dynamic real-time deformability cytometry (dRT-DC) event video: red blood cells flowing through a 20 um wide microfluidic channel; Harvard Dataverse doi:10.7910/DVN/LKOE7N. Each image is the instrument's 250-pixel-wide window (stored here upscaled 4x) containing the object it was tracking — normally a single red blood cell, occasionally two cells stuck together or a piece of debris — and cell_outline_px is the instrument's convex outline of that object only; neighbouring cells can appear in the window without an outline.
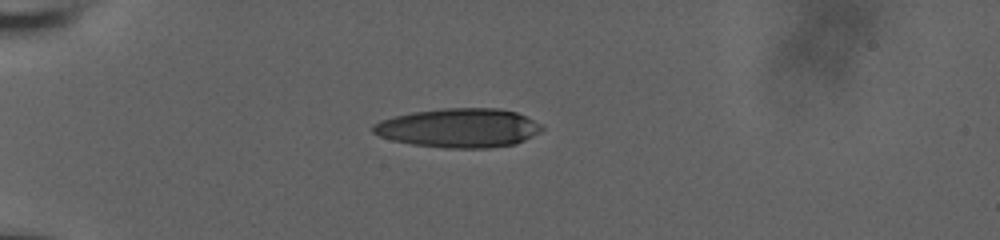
{"species": "human", "species_latin": "Homo sapiens", "temperature_condition": "room temperature", "stored_images_in_passage": 27, "camera_frame_rate_fps": 3000, "um_per_image_px": 0.085, "donor": {"sex": "male"}, "frame": {"image": 1, "passage_image": 1, "time_ms": 0.0, "image_size_px": [1000, 240], "cell_outline_px": [[544, 128], [540, 132], [516, 144], [488, 148], [444, 148], [412, 144], [392, 140], [380, 136], [372, 132], [372, 124], [380, 120], [392, 116], [412, 112], [444, 108], [500, 108], [516, 112], [540, 124]], "centroid_in_image_um": [38.97, 10.87], "position_along_channel_um": 46.0, "area_um2": 38.55}}
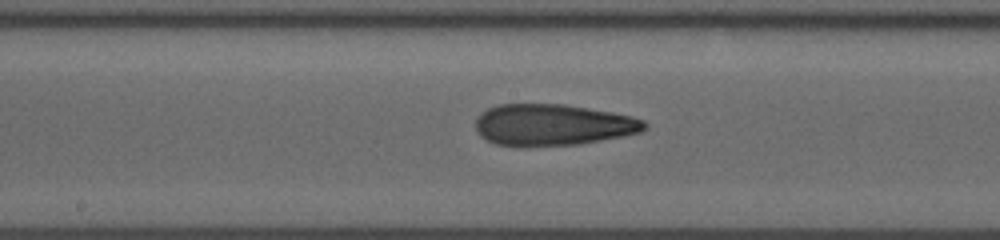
{"frame": {"image": 2, "passage_image": 16, "time_ms": 5.0, "image_size_px": [1000, 240], "cell_outline_px": [[648, 128], [640, 132], [624, 136], [580, 144], [496, 144], [480, 136], [476, 132], [476, 116], [488, 108], [500, 104], [564, 104], [612, 112], [632, 116], [644, 120], [648, 124]], "centroid_in_image_um": [47.03, 10.58], "position_along_channel_um": 201.2, "area_um2": 40.29}}
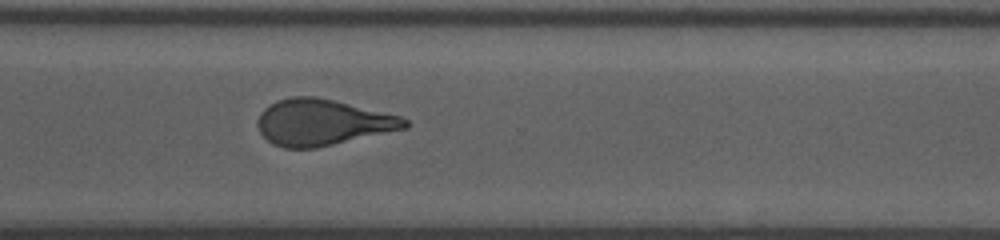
{"frame": {"image": 3, "passage_image": 27, "time_ms": 8.667, "image_size_px": [1000, 240], "cell_outline_px": [[408, 128], [316, 148], [284, 148], [272, 144], [260, 132], [256, 124], [256, 120], [260, 112], [264, 108], [276, 100], [292, 96], [316, 96], [400, 116], [408, 120]], "centroid_in_image_um": [27.36, 10.4], "position_along_channel_um": 343.2, "area_um2": 39.59}}